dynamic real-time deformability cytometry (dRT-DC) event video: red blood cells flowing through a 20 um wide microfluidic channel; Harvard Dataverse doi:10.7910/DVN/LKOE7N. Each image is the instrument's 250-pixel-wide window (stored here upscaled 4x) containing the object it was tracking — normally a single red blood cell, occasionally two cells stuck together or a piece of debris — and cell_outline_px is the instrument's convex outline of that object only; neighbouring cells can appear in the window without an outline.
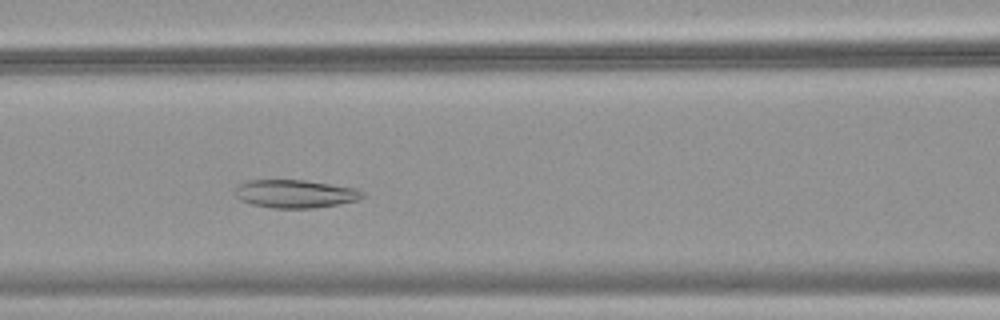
{"species": "common noctule bat (a hibernating species)", "species_latin": "Nyctalus noctula", "temperature_condition": "warm", "stored_images_in_passage": 40, "camera_frame_rate_fps": 3000, "um_per_image_px": 0.085, "animal": {"sex": "female", "body_mass_g": 18.4}, "frame": {"image": 1, "passage_image": 14, "time_ms": 4.333, "image_size_px": [1000, 320], "cell_outline_px": [[364, 196], [356, 200], [336, 204], [312, 208], [272, 208], [252, 204], [240, 200], [236, 196], [236, 188], [240, 184], [252, 180], [304, 180], [356, 188], [364, 192]], "centroid_in_image_um": [25.09, 16.47], "position_along_channel_um": 141.5, "area_um2": 20.58}}
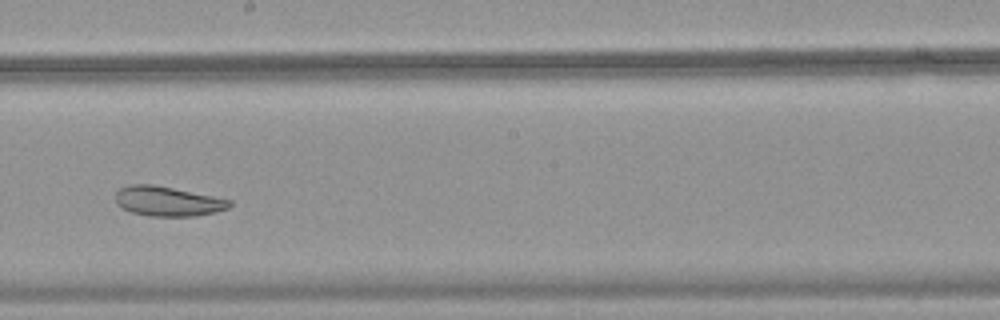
{"frame": {"image": 2, "passage_image": 21, "time_ms": 6.667, "image_size_px": [1000, 320], "cell_outline_px": [[232, 204], [228, 208], [216, 212], [196, 216], [148, 216], [128, 212], [120, 208], [116, 204], [116, 192], [120, 188], [128, 184], [152, 184], [232, 200]], "centroid_in_image_um": [14.21, 17.12], "position_along_channel_um": 234.0, "area_um2": 19.88}}
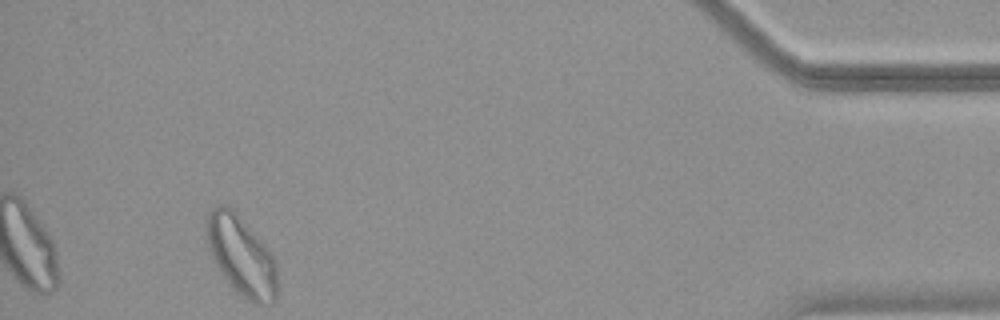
{"frame": {"image": 3, "passage_image": 39, "time_ms": 12.667, "image_size_px": [1000, 320], "cell_outline_px": [[280, 292], [276, 300], [272, 304], [256, 304], [248, 300], [220, 272], [208, 248], [204, 224], [204, 220], [208, 212], [212, 208], [220, 204], [224, 204], [232, 208], [272, 256], [276, 264]], "centroid_in_image_um": [20.51, 21.76], "position_along_channel_um": 414.7, "area_um2": 32.48}}